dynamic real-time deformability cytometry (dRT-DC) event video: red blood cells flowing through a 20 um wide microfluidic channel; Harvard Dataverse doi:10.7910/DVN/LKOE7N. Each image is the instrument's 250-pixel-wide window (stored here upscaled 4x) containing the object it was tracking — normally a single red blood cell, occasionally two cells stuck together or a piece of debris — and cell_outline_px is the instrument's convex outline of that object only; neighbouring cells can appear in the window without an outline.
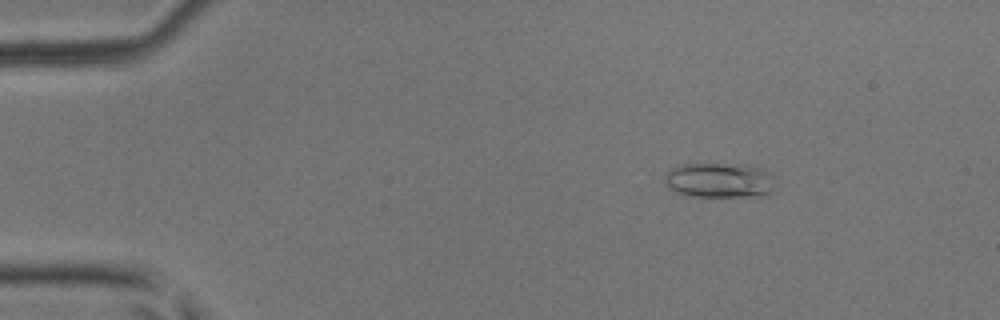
{"species": "common noctule bat (a hibernating species)", "species_latin": "Nyctalus noctula", "temperature_condition": "room temperature", "stored_images_in_passage": 5, "camera_frame_rate_fps": 3000, "um_per_image_px": 0.085, "animal": {"sex": "male", "body_mass_g": 17.9, "forearm_length_mm": 54.2}, "frame": {"image": 1, "passage_image": 3, "time_ms": 0.667, "image_size_px": [1000, 320], "cell_outline_px": [[772, 192], [768, 196], [688, 196], [676, 192], [668, 188], [664, 184], [664, 176], [672, 168], [680, 164], [744, 164], [764, 168], [772, 172]], "centroid_in_image_um": [61.16, 15.32], "position_along_channel_um": 23.8, "area_um2": 22.89}}